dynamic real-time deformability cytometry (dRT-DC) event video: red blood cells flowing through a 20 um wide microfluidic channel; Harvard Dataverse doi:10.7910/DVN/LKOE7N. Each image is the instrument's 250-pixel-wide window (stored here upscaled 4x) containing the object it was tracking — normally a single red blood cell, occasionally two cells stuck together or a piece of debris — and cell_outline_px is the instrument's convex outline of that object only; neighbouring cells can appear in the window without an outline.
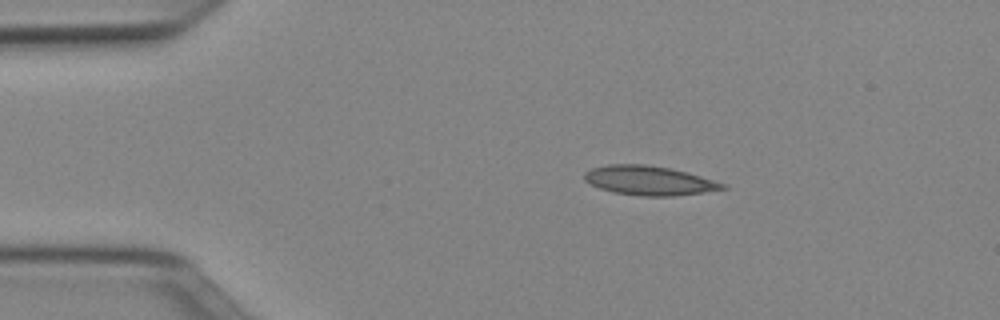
{"species": "Egyptian fruit bat (a non-hibernating species)", "species_latin": "Rousettus aegyptiacus", "temperature_condition": "cold", "stored_images_in_passage": 42, "camera_frame_rate_fps": 3000, "um_per_image_px": 0.085, "animal": {"sex": "female"}, "frame": {"image": 1, "passage_image": 1, "time_ms": 0.0, "image_size_px": [1000, 320], "cell_outline_px": [[728, 188], [672, 196], [640, 196], [612, 192], [600, 188], [584, 180], [584, 172], [592, 168], [608, 164], [644, 164], [668, 168], [688, 172], [728, 184]], "centroid_in_image_um": [55.17, 15.34], "position_along_channel_um": 29.8, "area_um2": 23.52}}
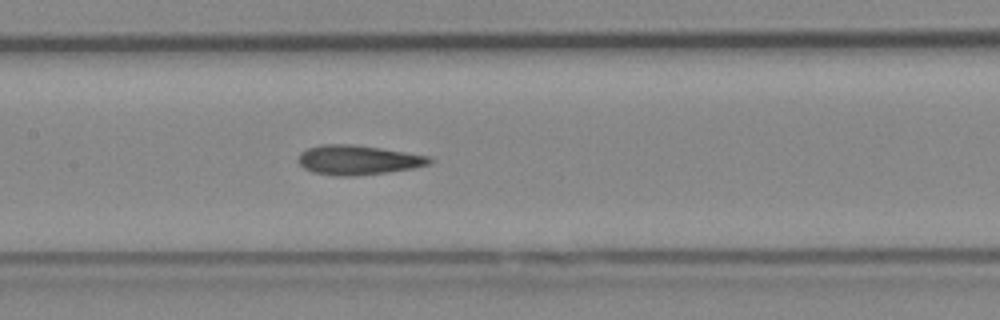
{"frame": {"image": 2, "passage_image": 16, "time_ms": 5.0, "image_size_px": [1000, 320], "cell_outline_px": [[436, 160], [428, 164], [412, 168], [388, 172], [352, 176], [336, 176], [312, 172], [304, 168], [296, 160], [300, 152], [308, 148], [320, 144], [352, 144], [380, 148], [432, 156]], "centroid_in_image_um": [30.42, 13.59], "position_along_channel_um": 177.0, "area_um2": 22.77}}
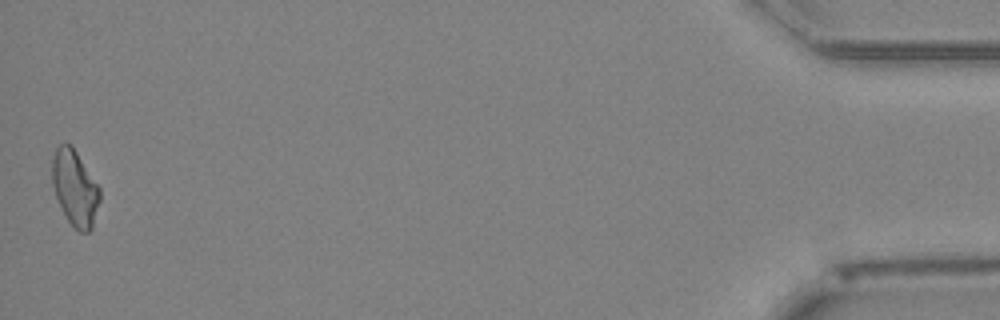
{"frame": {"image": 3, "passage_image": 42, "time_ms": 13.667, "image_size_px": [1000, 320], "cell_outline_px": [[100, 200], [92, 228], [88, 232], [80, 232], [68, 220], [56, 196], [52, 184], [52, 160], [56, 148], [60, 144], [72, 144], [100, 188]], "centroid_in_image_um": [6.38, 15.96], "position_along_channel_um": 428.8, "area_um2": 20.81}, "authors_computed_cell_mechanics": {"area_um2": 21.9351, "velocity_mm_per_s": 3.9775, "shape_relaxation_time_tau1_ms": 10.7964, "shape_relaxation_time_tau2_ms": 3.6114, "deformation_change_tau1": 0.2263, "deformation_change_tau2": 0.1039}}